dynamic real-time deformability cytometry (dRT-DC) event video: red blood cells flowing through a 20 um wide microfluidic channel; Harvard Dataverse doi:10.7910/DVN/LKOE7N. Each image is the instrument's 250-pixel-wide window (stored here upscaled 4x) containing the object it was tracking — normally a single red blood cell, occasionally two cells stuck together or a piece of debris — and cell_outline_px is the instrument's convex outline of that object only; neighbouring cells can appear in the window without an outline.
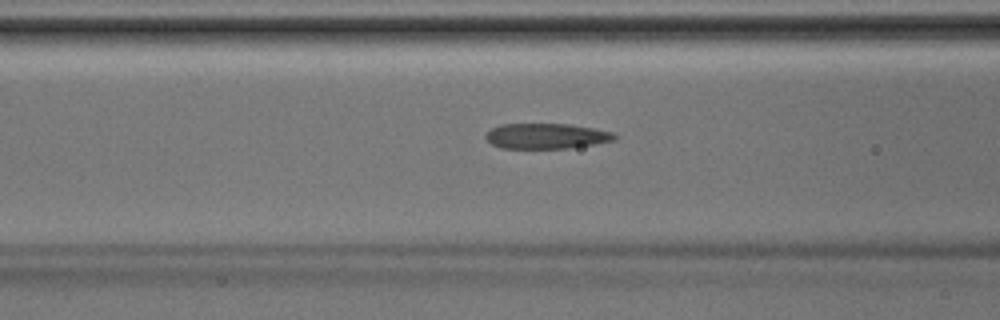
{"species": "Egyptian fruit bat (a non-hibernating species)", "species_latin": "Rousettus aegyptiacus", "temperature_condition": "room temperature", "stored_images_in_passage": 31, "camera_frame_rate_fps": 3000, "um_per_image_px": 0.085, "animal": {"sex": "male"}, "frame": {"image": 1, "passage_image": 11, "time_ms": 3.333, "image_size_px": [1000, 320], "cell_outline_px": [[620, 136], [616, 140], [568, 148], [500, 148], [492, 144], [484, 136], [492, 128], [500, 124], [572, 124], [612, 132]], "centroid_in_image_um": [46.46, 11.56], "position_along_channel_um": 120.1, "area_um2": 19.02}}
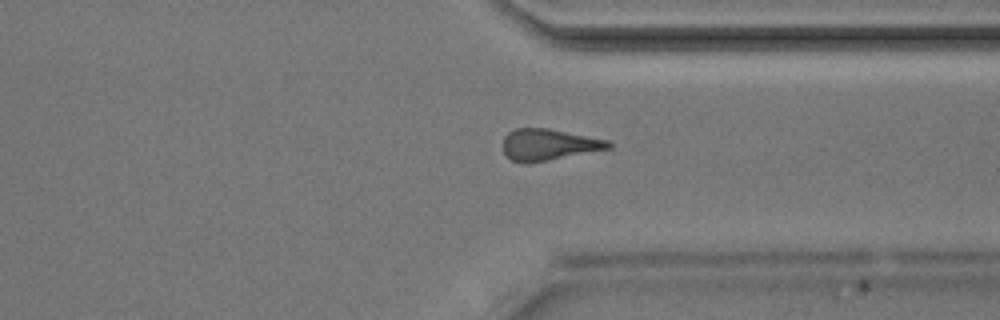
{"frame": {"image": 2, "passage_image": 26, "time_ms": 8.333, "image_size_px": [1000, 320], "cell_outline_px": [[612, 148], [528, 164], [524, 164], [512, 160], [504, 152], [504, 136], [508, 132], [516, 128], [548, 128], [608, 140], [612, 144]], "centroid_in_image_um": [46.64, 12.3], "position_along_channel_um": 364.8, "area_um2": 19.31}}
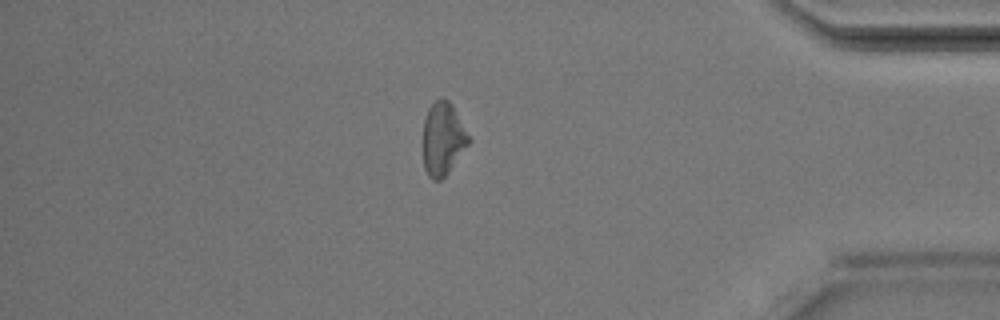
{"frame": {"image": 3, "passage_image": 30, "time_ms": 9.667, "image_size_px": [1000, 320], "cell_outline_px": [[472, 140], [448, 172], [440, 180], [432, 180], [428, 176], [424, 168], [420, 144], [424, 120], [428, 108], [440, 96], [448, 100], [452, 104]], "centroid_in_image_um": [37.6, 11.8], "position_along_channel_um": 397.6, "area_um2": 20.06}}